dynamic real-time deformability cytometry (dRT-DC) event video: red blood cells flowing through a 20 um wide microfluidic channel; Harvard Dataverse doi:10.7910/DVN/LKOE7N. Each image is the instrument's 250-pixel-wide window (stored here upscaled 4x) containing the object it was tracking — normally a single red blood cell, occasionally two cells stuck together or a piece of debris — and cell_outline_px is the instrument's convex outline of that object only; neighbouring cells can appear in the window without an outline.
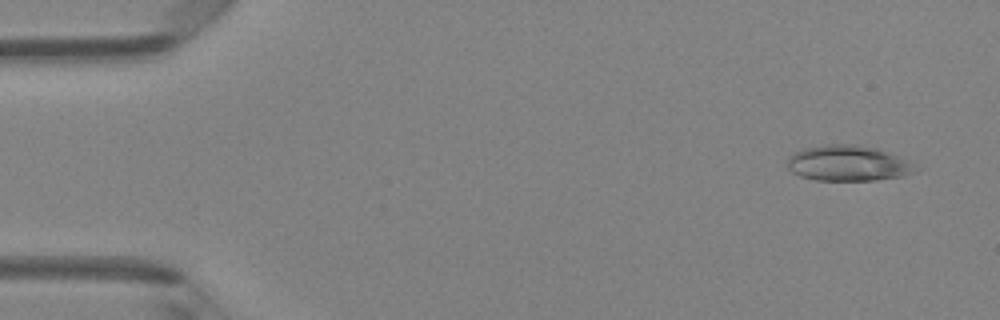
{"species": "Egyptian fruit bat (a non-hibernating species)", "species_latin": "Rousettus aegyptiacus", "temperature_condition": "room temperature", "stored_images_in_passage": 4, "camera_frame_rate_fps": 3000, "um_per_image_px": 0.085, "animal": {"sex": "female"}, "frame": {"image": 1, "passage_image": 1, "time_ms": 0.0, "image_size_px": [1000, 320], "cell_outline_px": [[920, 168], [916, 172], [904, 176], [876, 180], [816, 180], [800, 176], [792, 172], [788, 168], [788, 156], [792, 152], [804, 148], [828, 144], [856, 144], [880, 148]], "centroid_in_image_um": [72.07, 13.87], "position_along_channel_um": 12.9, "area_um2": 26.7}}
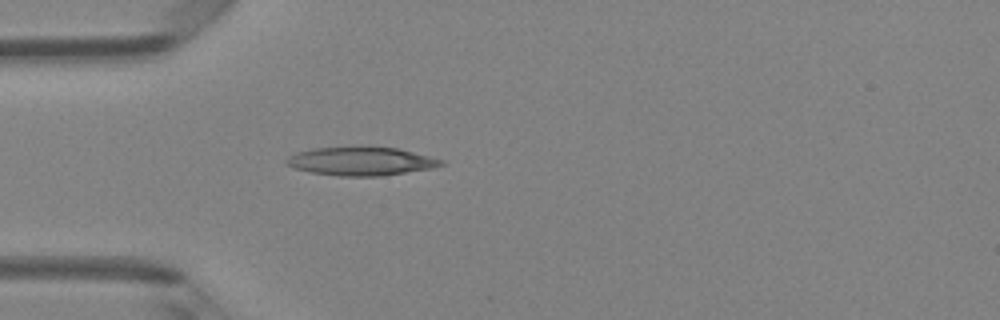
{"frame": {"image": 2, "passage_image": 4, "time_ms": 1.0, "image_size_px": [1000, 320], "cell_outline_px": [[444, 164], [432, 168], [380, 176], [336, 176], [312, 172], [296, 168], [284, 164], [284, 160], [288, 156], [296, 152], [312, 148], [400, 148], [444, 160]], "centroid_in_image_um": [30.67, 13.72], "position_along_channel_um": 54.3, "area_um2": 25.32}}